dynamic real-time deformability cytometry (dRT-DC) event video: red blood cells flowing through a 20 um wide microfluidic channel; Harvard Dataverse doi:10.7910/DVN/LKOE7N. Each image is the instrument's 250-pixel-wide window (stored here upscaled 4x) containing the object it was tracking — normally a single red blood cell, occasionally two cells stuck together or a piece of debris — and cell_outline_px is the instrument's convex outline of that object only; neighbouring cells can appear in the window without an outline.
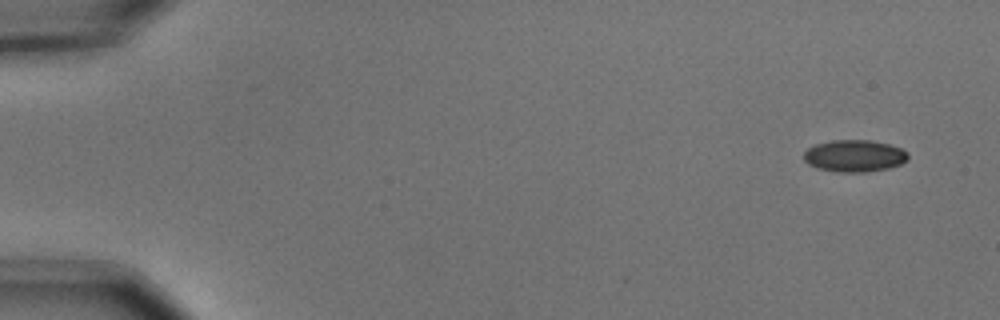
{"species": "common noctule bat (a hibernating species)", "species_latin": "Nyctalus noctula", "temperature_condition": "cold", "stored_images_in_passage": 4, "camera_frame_rate_fps": 3000, "um_per_image_px": 0.085, "animal": {"sex": "male", "body_mass_g": 15.6}, "frame": {"image": 1, "passage_image": 1, "time_ms": 0.0, "image_size_px": [1000, 320], "cell_outline_px": [[908, 160], [900, 164], [888, 168], [864, 172], [840, 172], [816, 168], [808, 164], [804, 160], [804, 152], [808, 148], [816, 144], [832, 140], [868, 140], [888, 144], [900, 148], [908, 152]], "centroid_in_image_um": [72.62, 13.25], "position_along_channel_um": 12.4, "area_um2": 19.36}}
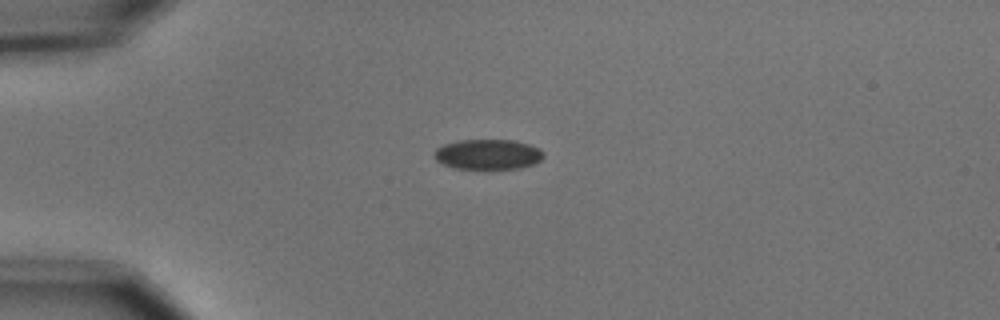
{"frame": {"image": 2, "passage_image": 4, "time_ms": 1.0, "image_size_px": [1000, 320], "cell_outline_px": [[544, 156], [540, 160], [532, 164], [520, 168], [452, 168], [440, 164], [432, 156], [432, 152], [436, 148], [444, 144], [456, 140], [512, 140], [528, 144], [540, 148], [544, 152]], "centroid_in_image_um": [41.41, 13.11], "position_along_channel_um": 43.6, "area_um2": 19.36}}